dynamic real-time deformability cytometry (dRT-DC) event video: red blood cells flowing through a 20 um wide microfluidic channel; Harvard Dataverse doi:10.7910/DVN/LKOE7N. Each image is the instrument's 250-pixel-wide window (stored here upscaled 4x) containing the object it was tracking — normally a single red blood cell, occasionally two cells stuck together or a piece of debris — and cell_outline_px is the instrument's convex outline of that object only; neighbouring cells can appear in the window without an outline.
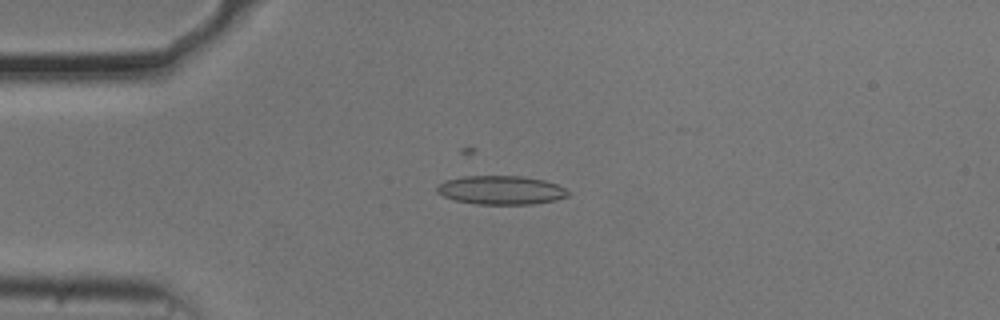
{"species": "common noctule bat (a hibernating species)", "species_latin": "Nyctalus noctula", "temperature_condition": "cold", "stored_images_in_passage": 46, "camera_frame_rate_fps": 3000, "um_per_image_px": 0.085, "animal": {"sex": "male", "body_mass_g": 20.5, "forearm_length_mm": 52.5}, "frame": {"image": 1, "passage_image": 12, "time_ms": 3.667, "image_size_px": [1000, 320], "cell_outline_px": [[568, 196], [556, 200], [532, 204], [476, 204], [452, 200], [436, 192], [436, 188], [444, 180], [464, 176], [520, 176], [544, 180], [556, 184], [564, 188], [568, 192]], "centroid_in_image_um": [42.55, 16.16], "position_along_channel_um": 42.4, "area_um2": 21.96}}
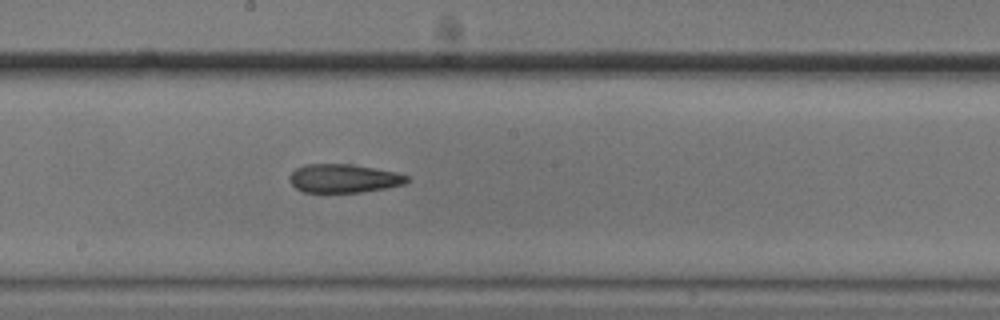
{"frame": {"image": 2, "passage_image": 28, "time_ms": 9.0, "image_size_px": [1000, 320], "cell_outline_px": [[408, 180], [404, 184], [384, 188], [360, 192], [304, 192], [296, 188], [288, 180], [288, 176], [296, 168], [304, 164], [352, 164], [396, 172], [408, 176]], "centroid_in_image_um": [29.17, 15.16], "position_along_channel_um": 219.0, "area_um2": 19.48}}
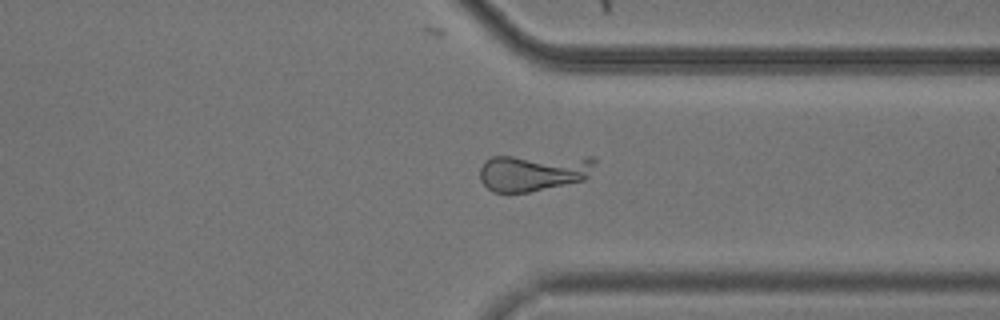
{"frame": {"image": 3, "passage_image": 40, "time_ms": 13.0, "image_size_px": [1000, 320], "cell_outline_px": [[596, 164], [588, 176], [584, 180], [528, 192], [492, 192], [480, 180], [480, 168], [484, 160], [492, 156], [592, 156], [596, 160]], "centroid_in_image_um": [45.35, 14.63], "position_along_channel_um": 366.0, "area_um2": 25.14}}